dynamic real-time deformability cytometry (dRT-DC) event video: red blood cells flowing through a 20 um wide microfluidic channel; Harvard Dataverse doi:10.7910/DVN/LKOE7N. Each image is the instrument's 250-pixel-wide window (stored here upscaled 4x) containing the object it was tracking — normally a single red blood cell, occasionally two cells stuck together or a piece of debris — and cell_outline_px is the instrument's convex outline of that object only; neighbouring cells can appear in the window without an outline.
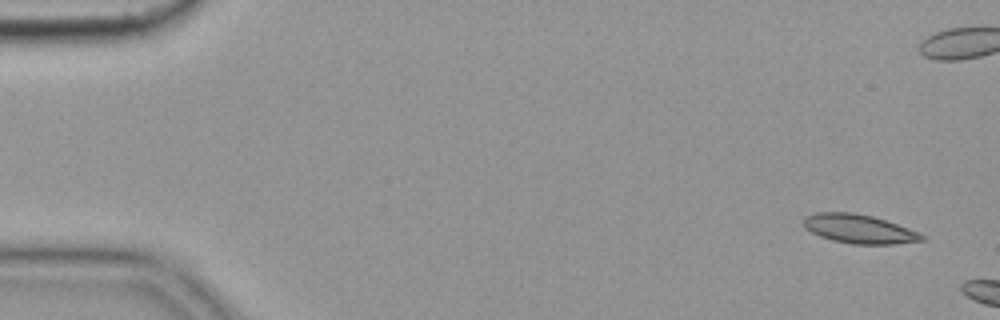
{"species": "common noctule bat (a hibernating species)", "species_latin": "Nyctalus noctula", "temperature_condition": "cold", "stored_images_in_passage": 2, "camera_frame_rate_fps": 3000, "um_per_image_px": 0.085, "animal": {"sex": "female", "body_mass_g": 19.9}, "frame": {"image": 1, "passage_image": 1, "time_ms": 0.0, "image_size_px": [1000, 320], "cell_outline_px": [[924, 240], [896, 244], [852, 244], [832, 240], [820, 236], [804, 228], [804, 216], [816, 212], [852, 212], [872, 216], [920, 232], [924, 236]], "centroid_in_image_um": [73.0, 19.45], "position_along_channel_um": 12.0, "area_um2": 19.88}}